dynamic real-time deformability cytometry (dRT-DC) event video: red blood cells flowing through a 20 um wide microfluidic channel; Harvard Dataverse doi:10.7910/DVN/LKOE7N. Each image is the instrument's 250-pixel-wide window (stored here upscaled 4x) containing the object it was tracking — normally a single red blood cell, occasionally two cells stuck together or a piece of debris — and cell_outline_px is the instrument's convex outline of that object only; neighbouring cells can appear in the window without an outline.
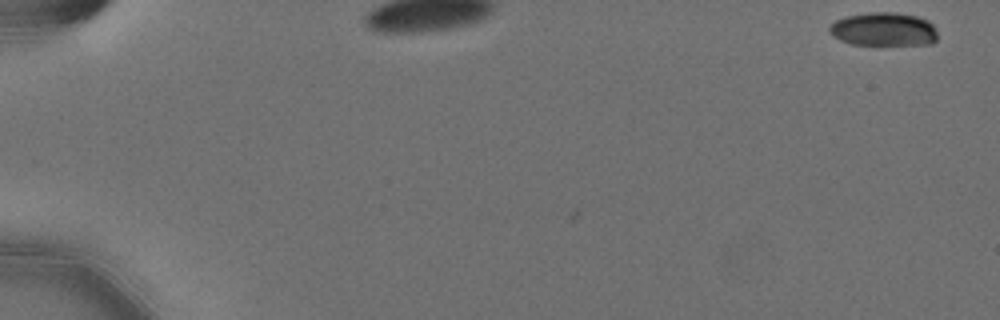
{"species": "Egyptian fruit bat (a non-hibernating species)", "species_latin": "Rousettus aegyptiacus", "temperature_condition": "cold", "stored_images_in_passage": 3, "camera_frame_rate_fps": 3000, "um_per_image_px": 0.085, "animal": {"sex": "female"}, "frame": {"image": 1, "passage_image": 1, "time_ms": 0.0, "image_size_px": [1000, 320], "cell_outline_px": [[936, 40], [932, 44], [852, 44], [840, 40], [832, 36], [828, 28], [836, 20], [844, 16], [868, 12], [896, 12], [916, 16], [928, 20], [932, 24], [936, 32]], "centroid_in_image_um": [75.09, 2.47], "position_along_channel_um": 9.9, "area_um2": 21.1}}